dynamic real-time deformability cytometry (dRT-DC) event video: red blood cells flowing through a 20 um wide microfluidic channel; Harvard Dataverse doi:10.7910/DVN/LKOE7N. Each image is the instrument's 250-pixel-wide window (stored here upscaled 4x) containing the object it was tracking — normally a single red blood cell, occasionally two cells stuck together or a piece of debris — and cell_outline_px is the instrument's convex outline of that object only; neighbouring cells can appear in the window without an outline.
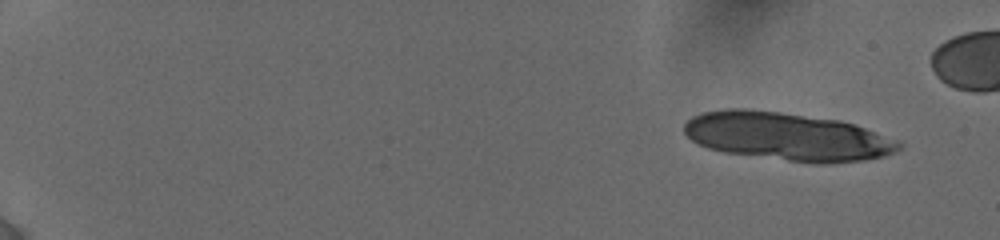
{"species": "human", "species_latin": "Homo sapiens", "temperature_condition": "cold", "stored_images_in_passage": 15, "camera_frame_rate_fps": 3000, "um_per_image_px": 0.085, "donor": {"sex": "female"}, "frame": {"image": 1, "passage_image": 1, "time_ms": 0.0, "image_size_px": [1000, 240], "cell_outline_px": [[904, 144], [896, 152], [884, 156], [864, 160], [820, 164], [724, 152], [708, 148], [692, 140], [684, 132], [684, 124], [692, 116], [704, 112], [724, 108], [748, 108], [780, 112], [840, 120], [900, 140]], "centroid_in_image_um": [66.92, 11.59], "position_along_channel_um": 18.1, "area_um2": 60.05}}
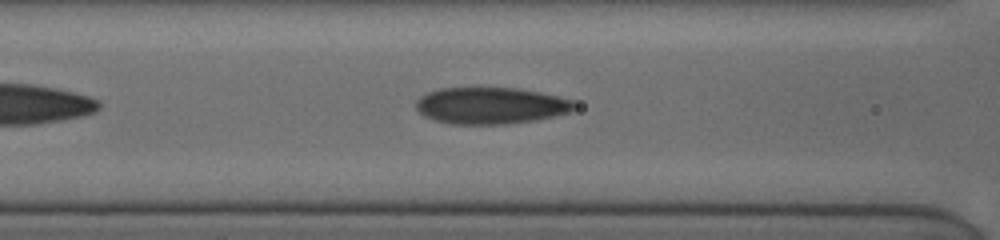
{"frame": {"image": 2, "passage_image": 13, "time_ms": 7.667, "image_size_px": [1000, 240], "cell_outline_px": [[576, 108], [572, 112], [536, 120], [508, 124], [452, 124], [436, 120], [424, 116], [416, 108], [416, 100], [420, 96], [428, 92], [440, 88], [516, 88], [576, 100]], "centroid_in_image_um": [41.74, 8.98], "position_along_channel_um": 124.9, "area_um2": 33.87}}
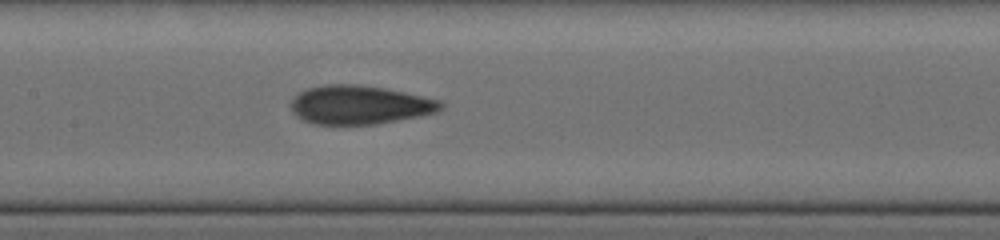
{"frame": {"image": 3, "passage_image": 15, "time_ms": 9.0, "image_size_px": [1000, 240], "cell_outline_px": [[444, 108], [436, 112], [420, 116], [376, 124], [316, 124], [304, 120], [296, 116], [292, 112], [292, 100], [300, 92], [308, 88], [328, 84], [356, 84], [384, 88], [404, 92], [440, 100], [444, 104]], "centroid_in_image_um": [30.59, 8.91], "position_along_channel_um": 176.8, "area_um2": 33.64}}